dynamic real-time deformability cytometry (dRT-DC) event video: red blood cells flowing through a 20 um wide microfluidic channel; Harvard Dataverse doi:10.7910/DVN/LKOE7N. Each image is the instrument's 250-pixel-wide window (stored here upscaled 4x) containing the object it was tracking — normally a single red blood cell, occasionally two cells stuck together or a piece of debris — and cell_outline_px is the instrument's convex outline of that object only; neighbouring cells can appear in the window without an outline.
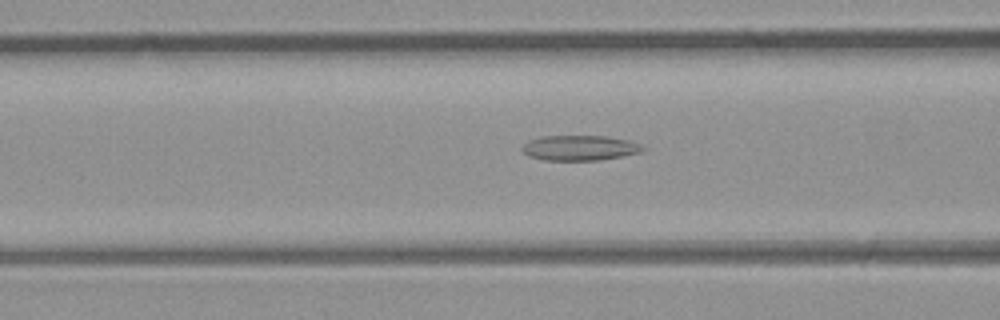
{"species": "common noctule bat (a hibernating species)", "species_latin": "Nyctalus noctula", "temperature_condition": "room temperature", "stored_images_in_passage": 48, "camera_frame_rate_fps": 3000, "um_per_image_px": 0.085, "animal": {"sex": "male", "body_mass_g": 23.1, "forearm_length_mm": 52.7}, "frame": {"image": 1, "passage_image": 19, "time_ms": 6.0, "image_size_px": [1000, 320], "cell_outline_px": [[648, 148], [640, 152], [600, 160], [544, 160], [528, 156], [520, 148], [528, 140], [540, 136], [608, 136], [628, 140], [640, 144]], "centroid_in_image_um": [49.26, 12.56], "position_along_channel_um": 117.3, "area_um2": 17.74}}
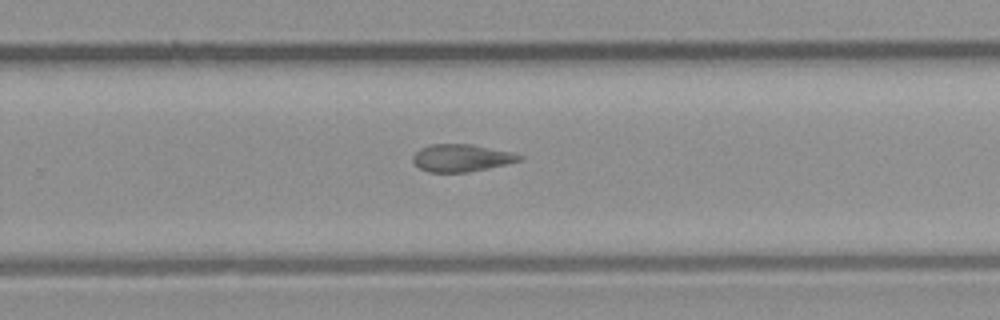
{"frame": {"image": 2, "passage_image": 31, "time_ms": 10.0, "image_size_px": [1000, 320], "cell_outline_px": [[524, 160], [488, 168], [468, 172], [428, 172], [420, 168], [412, 160], [412, 156], [420, 148], [432, 144], [472, 144], [512, 152], [524, 156]], "centroid_in_image_um": [39.25, 13.42], "position_along_channel_um": 290.6, "area_um2": 17.05}}
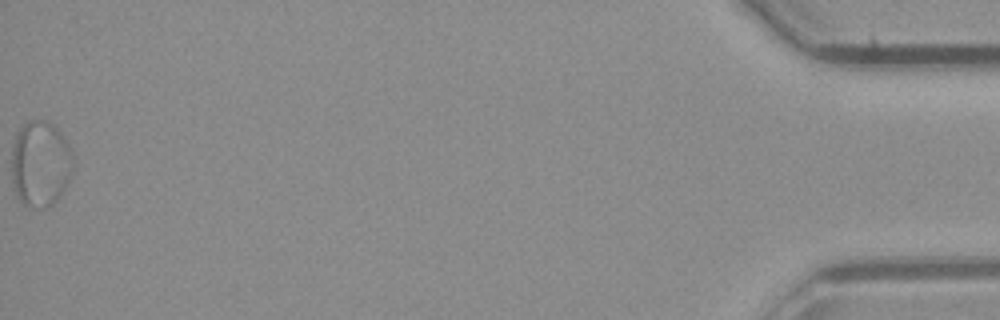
{"frame": {"image": 3, "passage_image": 48, "time_ms": 15.667, "image_size_px": [1000, 320], "cell_outline_px": [[72, 172], [60, 196], [52, 204], [44, 208], [24, 204], [20, 200], [16, 192], [12, 180], [12, 148], [16, 132], [28, 120], [44, 120], [52, 124], [56, 128], [72, 152]], "centroid_in_image_um": [3.41, 13.9], "position_along_channel_um": 431.8, "area_um2": 30.35}, "authors_computed_cell_mechanics": {"area_um2": 21.2993, "velocity_mm_per_s": 4.3299, "shape_relaxation_time_tau1_ms": null, "shape_relaxation_time_tau2_ms": 4.0965, "deformation_change_tau1": null, "deformation_change_tau2": 0.1169}}